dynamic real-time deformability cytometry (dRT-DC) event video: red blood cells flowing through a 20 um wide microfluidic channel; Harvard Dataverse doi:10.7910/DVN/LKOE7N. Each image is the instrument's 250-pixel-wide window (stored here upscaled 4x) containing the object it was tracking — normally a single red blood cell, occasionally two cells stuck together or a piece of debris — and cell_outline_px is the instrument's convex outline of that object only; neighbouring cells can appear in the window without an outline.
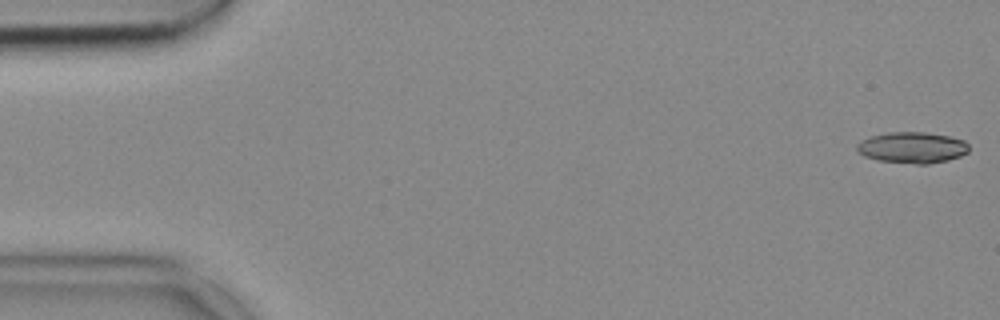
{"species": "common noctule bat (a hibernating species)", "species_latin": "Nyctalus noctula", "temperature_condition": "cold", "stored_images_in_passage": 53, "camera_frame_rate_fps": 3000, "um_per_image_px": 0.085, "animal": {"sex": "female", "body_mass_g": 18.4}, "frame": {"image": 1, "passage_image": 1, "time_ms": 0.0, "image_size_px": [1000, 320], "cell_outline_px": [[968, 152], [960, 156], [948, 160], [928, 164], [916, 164], [876, 160], [864, 156], [856, 148], [856, 144], [872, 136], [888, 132], [924, 132], [948, 136], [964, 140], [968, 144]], "centroid_in_image_um": [77.55, 12.55], "position_along_channel_um": 7.4, "area_um2": 20.23}}
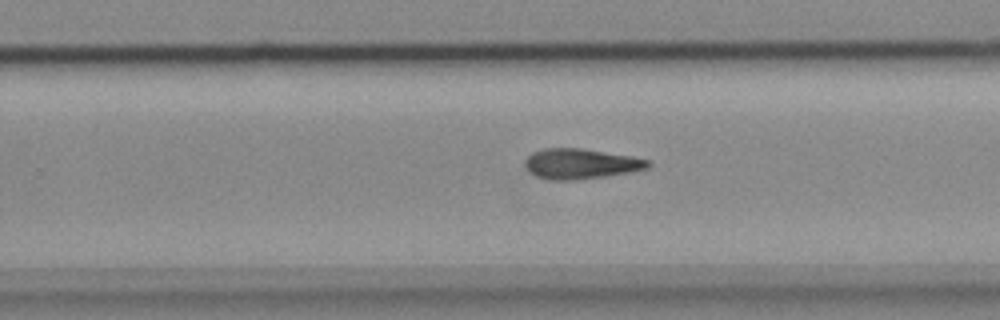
{"frame": {"image": 2, "passage_image": 33, "time_ms": 10.667, "image_size_px": [1000, 320], "cell_outline_px": [[652, 164], [648, 168], [632, 172], [576, 180], [556, 180], [536, 176], [524, 164], [524, 160], [532, 152], [544, 148], [580, 148], [632, 156], [648, 160]], "centroid_in_image_um": [49.38, 13.91], "position_along_channel_um": 280.4, "area_um2": 21.56}}
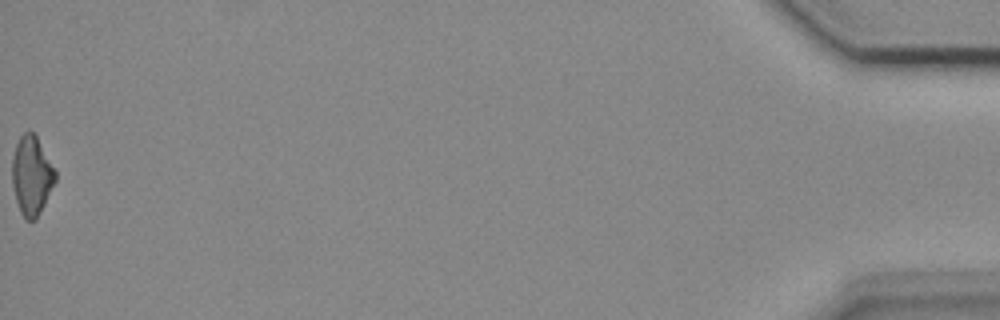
{"frame": {"image": 3, "passage_image": 53, "time_ms": 17.333, "image_size_px": [1000, 320], "cell_outline_px": [[56, 180], [36, 220], [28, 220], [20, 212], [16, 200], [12, 184], [12, 156], [16, 144], [20, 136], [28, 128], [36, 136], [56, 172]], "centroid_in_image_um": [2.67, 14.9], "position_along_channel_um": 432.5, "area_um2": 19.71}}